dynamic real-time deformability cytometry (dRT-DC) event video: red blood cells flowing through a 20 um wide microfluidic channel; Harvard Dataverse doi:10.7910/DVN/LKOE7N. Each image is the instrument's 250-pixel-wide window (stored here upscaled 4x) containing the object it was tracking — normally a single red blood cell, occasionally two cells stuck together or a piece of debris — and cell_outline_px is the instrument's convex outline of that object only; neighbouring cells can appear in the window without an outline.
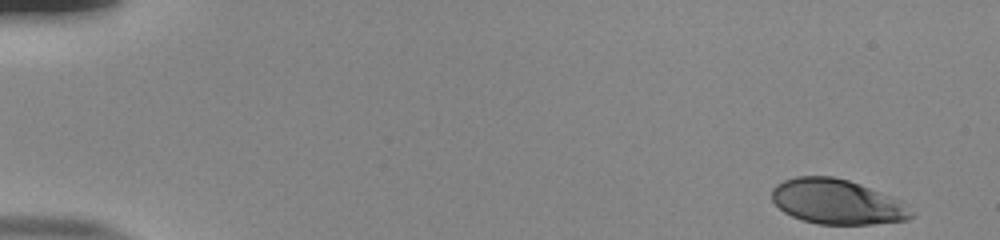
{"species": "human", "species_latin": "Homo sapiens", "temperature_condition": "room temperature", "stored_images_in_passage": 52, "camera_frame_rate_fps": 3000, "um_per_image_px": 0.085, "donor": {"sex": "male"}, "frame": {"image": 1, "passage_image": 1, "time_ms": 0.0, "image_size_px": [1000, 240], "cell_outline_px": [[916, 216], [908, 220], [872, 224], [820, 224], [804, 220], [792, 216], [784, 212], [772, 200], [772, 188], [776, 184], [784, 180], [796, 176], [832, 176], [848, 180], [860, 184], [892, 196], [900, 200], [916, 212]], "centroid_in_image_um": [71.19, 17.15], "position_along_channel_um": 13.8, "area_um2": 36.65}}
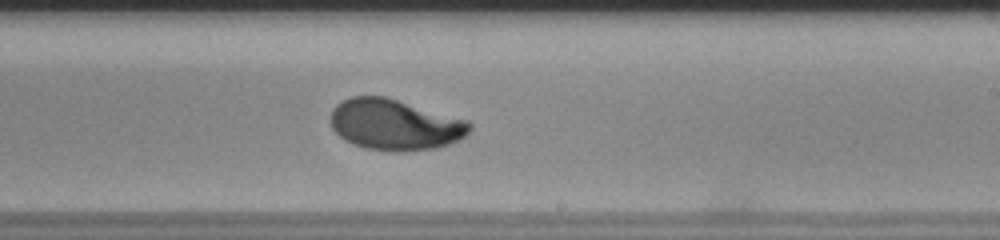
{"frame": {"image": 2, "passage_image": 32, "time_ms": 10.333, "image_size_px": [1000, 240], "cell_outline_px": [[472, 128], [464, 136], [448, 144], [436, 148], [404, 152], [392, 152], [364, 148], [352, 144], [344, 140], [332, 128], [328, 120], [332, 108], [336, 104], [352, 96], [384, 96], [468, 120], [472, 124]], "centroid_in_image_um": [33.52, 10.6], "position_along_channel_um": 255.5, "area_um2": 41.56}}
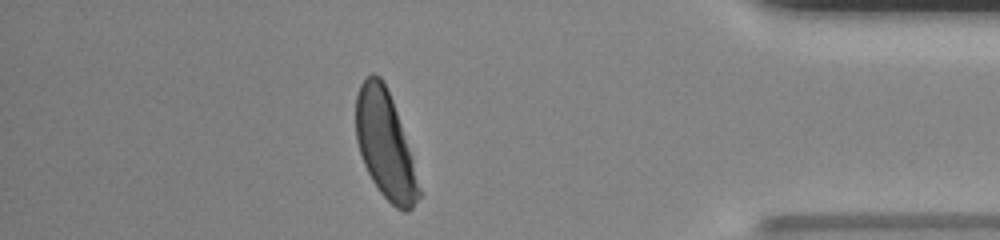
{"frame": {"image": 3, "passage_image": 46, "time_ms": 15.0, "image_size_px": [1000, 240], "cell_outline_px": [[420, 196], [412, 208], [408, 212], [404, 212], [396, 208], [380, 192], [372, 180], [364, 164], [356, 140], [356, 96], [360, 84], [372, 72], [380, 76], [392, 100], [412, 160], [420, 188]], "centroid_in_image_um": [32.71, 12.33], "position_along_channel_um": 402.5, "area_um2": 38.49}, "authors_computed_cell_mechanics": {"area_um2": 39.7086, "velocity_mm_per_s": 3.8156, "shape_relaxation_time_tau1_ms": 4.0513, "shape_relaxation_time_tau2_ms": null, "deformation_change_tau1": 0.1876, "deformation_change_tau2": null}}